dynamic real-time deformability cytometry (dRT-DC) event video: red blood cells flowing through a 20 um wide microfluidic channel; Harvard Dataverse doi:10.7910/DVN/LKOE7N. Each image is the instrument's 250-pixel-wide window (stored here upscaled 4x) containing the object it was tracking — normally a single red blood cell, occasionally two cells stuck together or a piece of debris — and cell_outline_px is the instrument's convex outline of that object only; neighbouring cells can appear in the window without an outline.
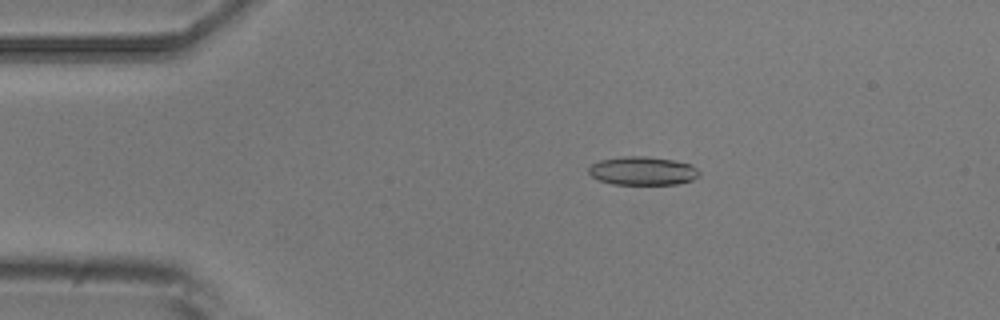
{"species": "common noctule bat (a hibernating species)", "species_latin": "Nyctalus noctula", "temperature_condition": "room temperature", "stored_images_in_passage": 3, "camera_frame_rate_fps": 3000, "um_per_image_px": 0.085, "animal": {"sex": "male", "body_mass_g": 20.5, "forearm_length_mm": 52.5}, "frame": {"image": 1, "passage_image": 2, "time_ms": 1.333, "image_size_px": [1000, 320], "cell_outline_px": [[700, 176], [692, 180], [676, 184], [612, 184], [600, 180], [592, 176], [588, 172], [588, 168], [592, 164], [600, 160], [624, 156], [648, 156], [672, 160], [692, 164], [700, 172]], "centroid_in_image_um": [54.64, 14.52], "position_along_channel_um": 30.4, "area_um2": 18.38}}